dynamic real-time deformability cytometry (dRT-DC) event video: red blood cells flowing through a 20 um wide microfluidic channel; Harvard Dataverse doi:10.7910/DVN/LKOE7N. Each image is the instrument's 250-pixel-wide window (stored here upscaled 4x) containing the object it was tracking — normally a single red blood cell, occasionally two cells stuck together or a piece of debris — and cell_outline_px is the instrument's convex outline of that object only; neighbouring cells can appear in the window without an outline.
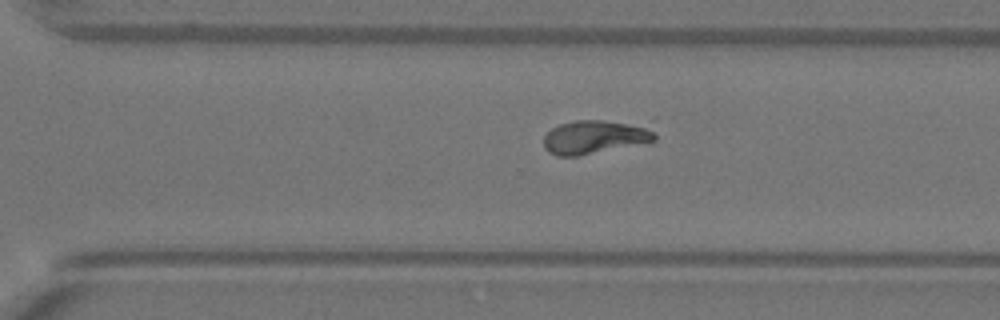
{"species": "Egyptian fruit bat (a non-hibernating species)", "species_latin": "Rousettus aegyptiacus", "temperature_condition": "warm", "stored_images_in_passage": 35, "camera_frame_rate_fps": 3000, "um_per_image_px": 0.085, "animal": {"sex": "female"}, "frame": {"image": 1, "passage_image": 30, "time_ms": 9.667, "image_size_px": [1000, 320], "cell_outline_px": [[656, 140], [580, 156], [556, 156], [548, 152], [544, 148], [544, 136], [552, 128], [560, 124], [576, 120], [600, 120], [648, 124], [656, 136]], "centroid_in_image_um": [50.56, 11.64], "position_along_channel_um": 320.0, "area_um2": 21.91}}